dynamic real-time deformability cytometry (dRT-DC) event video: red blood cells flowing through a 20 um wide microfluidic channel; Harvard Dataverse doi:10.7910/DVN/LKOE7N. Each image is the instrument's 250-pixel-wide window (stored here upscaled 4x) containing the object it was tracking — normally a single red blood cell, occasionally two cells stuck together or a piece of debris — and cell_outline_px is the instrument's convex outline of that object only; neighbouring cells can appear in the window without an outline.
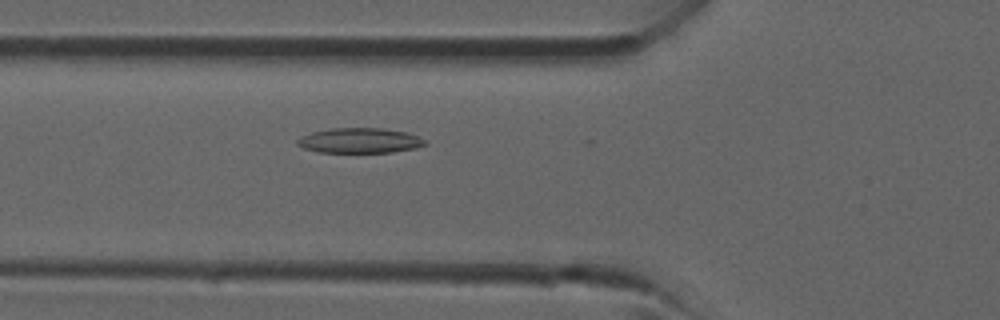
{"species": "common noctule bat (a hibernating species)", "species_latin": "Nyctalus noctula", "temperature_condition": "room temperature", "stored_images_in_passage": 29, "camera_frame_rate_fps": 3000, "um_per_image_px": 0.085, "animal": {"sex": "male", "forearm_length_mm": 52.5}, "frame": {"image": 1, "passage_image": 3, "time_ms": 0.667, "image_size_px": [1000, 320], "cell_outline_px": [[428, 144], [416, 148], [392, 152], [316, 152], [304, 148], [296, 144], [296, 140], [312, 132], [332, 128], [380, 128], [404, 132], [416, 136], [424, 140]], "centroid_in_image_um": [30.56, 11.95], "position_along_channel_um": 95.2, "area_um2": 18.44}}
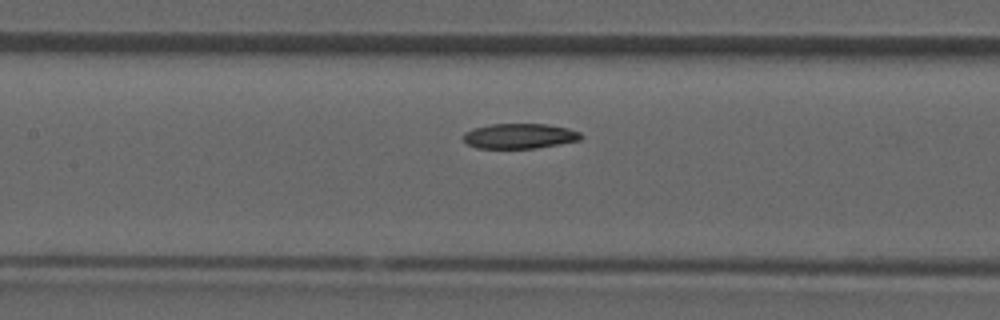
{"frame": {"image": 2, "passage_image": 7, "time_ms": 2.0, "image_size_px": [1000, 320], "cell_outline_px": [[584, 136], [580, 140], [560, 144], [536, 148], [476, 148], [468, 144], [460, 136], [464, 132], [476, 128], [492, 124], [548, 124], [568, 128], [580, 132]], "centroid_in_image_um": [44.18, 11.56], "position_along_channel_um": 163.2, "area_um2": 17.28}}
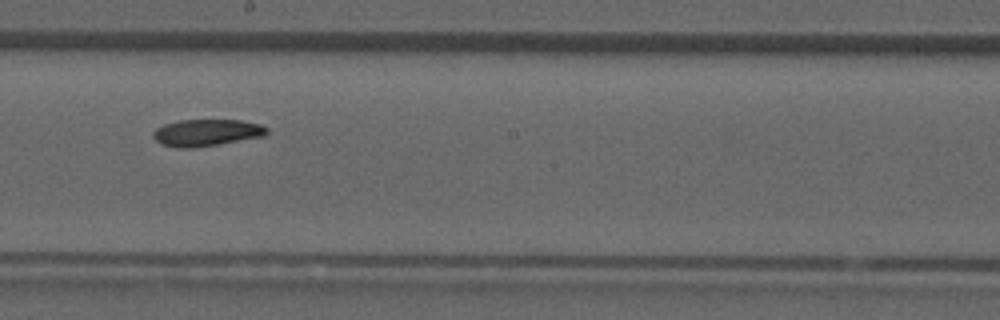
{"frame": {"image": 3, "passage_image": 11, "time_ms": 3.333, "image_size_px": [1000, 320], "cell_outline_px": [[268, 132], [264, 136], [192, 148], [180, 148], [160, 144], [152, 136], [152, 132], [156, 128], [164, 124], [180, 120], [240, 120], [260, 124], [268, 128]], "centroid_in_image_um": [17.53, 11.27], "position_along_channel_um": 230.7, "area_um2": 17.69}}